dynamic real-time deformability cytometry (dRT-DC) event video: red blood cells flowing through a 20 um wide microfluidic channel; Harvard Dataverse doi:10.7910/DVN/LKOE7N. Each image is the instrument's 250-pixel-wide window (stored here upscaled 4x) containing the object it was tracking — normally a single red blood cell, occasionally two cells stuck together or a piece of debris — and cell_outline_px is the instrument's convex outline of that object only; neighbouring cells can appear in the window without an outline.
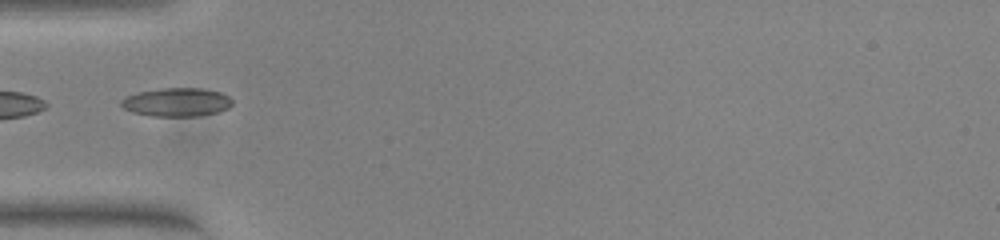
{"species": "common noctule bat (a hibernating species)", "species_latin": "Nyctalus noctula", "temperature_condition": "warm", "stored_images_in_passage": 36, "camera_frame_rate_fps": 3000, "um_per_image_px": 0.085, "animal": {"sex": "female", "body_mass_g": 23.0, "forearm_length_mm": 53.4}, "frame": {"image": 1, "passage_image": 1, "time_ms": 0.0, "image_size_px": [1000, 240], "cell_outline_px": [[232, 104], [228, 108], [216, 112], [200, 116], [152, 116], [132, 112], [124, 108], [120, 104], [120, 100], [128, 96], [140, 92], [160, 88], [200, 88], [220, 92], [228, 96], [232, 100]], "centroid_in_image_um": [15.02, 8.69], "position_along_channel_um": 70.0, "area_um2": 18.38}, "authors_computed_cell_mechanics": {"area_um2": 16.7909, "velocity_mm_per_s": 3.8493, "shape_relaxation_time_tau1_ms": 4.8004, "shape_relaxation_time_tau2_ms": 1.3252, "deformation_change_tau1": 0.1946, "deformation_change_tau2": 0.057}}